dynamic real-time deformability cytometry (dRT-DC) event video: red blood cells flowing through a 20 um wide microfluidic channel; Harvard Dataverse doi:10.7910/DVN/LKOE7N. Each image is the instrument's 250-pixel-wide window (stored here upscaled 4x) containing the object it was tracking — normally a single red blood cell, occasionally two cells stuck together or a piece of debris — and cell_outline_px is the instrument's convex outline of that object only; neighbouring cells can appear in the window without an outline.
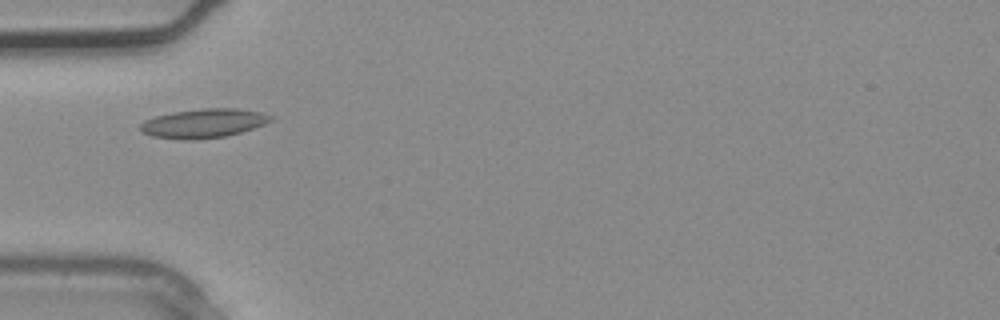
{"species": "common noctule bat (a hibernating species)", "species_latin": "Nyctalus noctula", "temperature_condition": "warm", "stored_images_in_passage": 3, "camera_frame_rate_fps": 3000, "um_per_image_px": 0.085, "animal": {"sex": "male", "body_mass_g": 20.4}, "frame": {"image": 1, "passage_image": 3, "time_ms": 0.667, "image_size_px": [1000, 320], "cell_outline_px": [[272, 120], [264, 124], [240, 132], [224, 136], [192, 140], [152, 136], [144, 132], [140, 128], [140, 124], [144, 120], [156, 116], [172, 112], [204, 108], [236, 108], [260, 112], [272, 116]], "centroid_in_image_um": [17.29, 10.47], "position_along_channel_um": 67.7, "area_um2": 21.73}}